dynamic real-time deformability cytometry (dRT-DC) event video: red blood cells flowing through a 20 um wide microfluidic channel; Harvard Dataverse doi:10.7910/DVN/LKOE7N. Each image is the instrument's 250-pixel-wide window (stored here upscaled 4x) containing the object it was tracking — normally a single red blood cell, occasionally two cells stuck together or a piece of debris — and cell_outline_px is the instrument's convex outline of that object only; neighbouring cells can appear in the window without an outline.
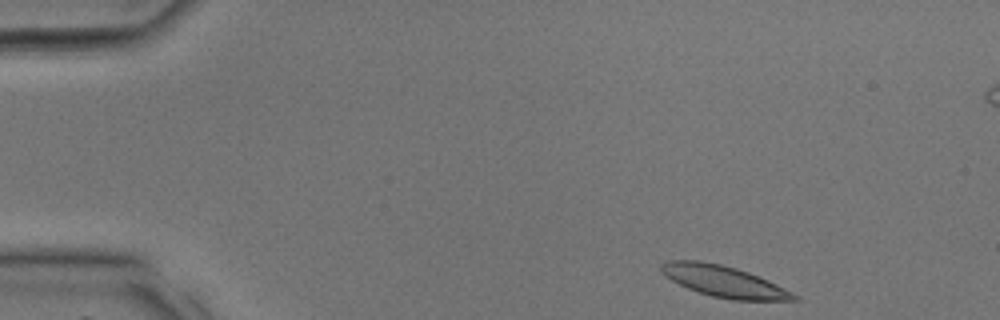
{"species": "common noctule bat (a hibernating species)", "species_latin": "Nyctalus noctula", "temperature_condition": "room temperature", "stored_images_in_passage": 11, "camera_frame_rate_fps": 3000, "um_per_image_px": 0.085, "animal": {"sex": "male", "body_mass_g": 17.9, "forearm_length_mm": 54.2}, "frame": {"image": 1, "passage_image": 1, "time_ms": 0.0, "image_size_px": [1000, 320], "cell_outline_px": [[800, 300], [736, 300], [712, 296], [688, 288], [672, 280], [660, 268], [660, 264], [668, 260], [700, 260], [720, 264], [736, 268], [748, 272], [768, 280], [784, 288], [796, 296]], "centroid_in_image_um": [61.52, 23.9], "position_along_channel_um": 23.5, "area_um2": 23.7}}
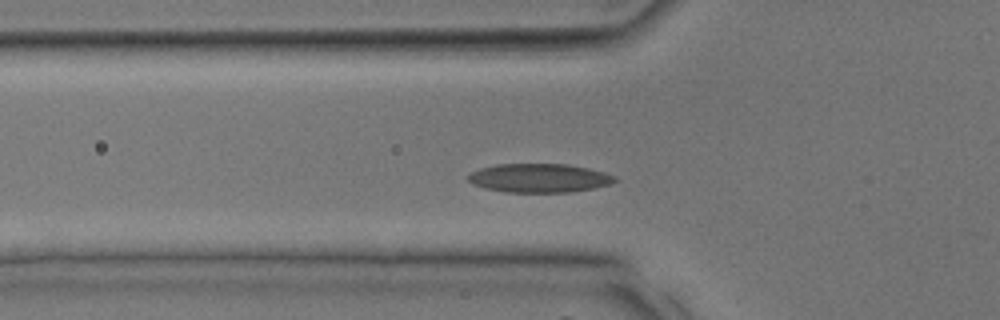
{"frame": {"image": 2, "passage_image": 9, "time_ms": 2.667, "image_size_px": [1000, 320], "cell_outline_px": [[620, 180], [608, 184], [592, 188], [572, 192], [508, 192], [484, 188], [472, 184], [468, 180], [468, 176], [472, 172], [480, 168], [496, 164], [568, 164], [588, 168], [604, 172], [616, 176]], "centroid_in_image_um": [45.84, 15.13], "position_along_channel_um": 80.0, "area_um2": 24.62}}